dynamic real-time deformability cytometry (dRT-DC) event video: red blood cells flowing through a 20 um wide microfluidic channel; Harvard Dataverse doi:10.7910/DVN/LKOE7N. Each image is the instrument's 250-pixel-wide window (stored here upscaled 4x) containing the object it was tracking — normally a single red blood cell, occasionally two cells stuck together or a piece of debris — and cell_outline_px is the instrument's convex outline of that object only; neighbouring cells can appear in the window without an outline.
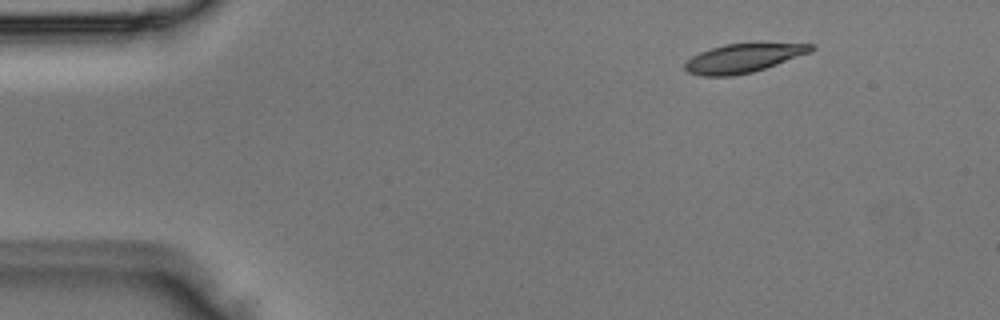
{"species": "Egyptian fruit bat (a non-hibernating species)", "species_latin": "Rousettus aegyptiacus", "temperature_condition": "room temperature", "stored_images_in_passage": 2, "camera_frame_rate_fps": 3000, "um_per_image_px": 0.085, "animal": {"sex": "male"}, "frame": {"image": 1, "passage_image": 1, "time_ms": 0.0, "image_size_px": [1000, 320], "cell_outline_px": [[816, 48], [812, 52], [752, 72], [732, 76], [700, 76], [688, 72], [684, 68], [684, 64], [692, 56], [700, 52], [724, 44], [816, 44]], "centroid_in_image_um": [63.16, 4.95], "position_along_channel_um": 21.8, "area_um2": 20.87}}